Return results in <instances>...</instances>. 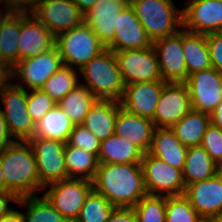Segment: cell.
Instances as JSON below:
<instances>
[{
  "mask_svg": "<svg viewBox=\"0 0 222 222\" xmlns=\"http://www.w3.org/2000/svg\"><path fill=\"white\" fill-rule=\"evenodd\" d=\"M188 147L183 146L171 128H155L149 153L178 170H183Z\"/></svg>",
  "mask_w": 222,
  "mask_h": 222,
  "instance_id": "24",
  "label": "cell"
},
{
  "mask_svg": "<svg viewBox=\"0 0 222 222\" xmlns=\"http://www.w3.org/2000/svg\"><path fill=\"white\" fill-rule=\"evenodd\" d=\"M64 154L68 178L94 180L99 166L98 157L95 154L70 146L68 143L65 144Z\"/></svg>",
  "mask_w": 222,
  "mask_h": 222,
  "instance_id": "31",
  "label": "cell"
},
{
  "mask_svg": "<svg viewBox=\"0 0 222 222\" xmlns=\"http://www.w3.org/2000/svg\"><path fill=\"white\" fill-rule=\"evenodd\" d=\"M80 72L87 82L83 85L98 99L121 100L125 85L112 50L106 48L87 62Z\"/></svg>",
  "mask_w": 222,
  "mask_h": 222,
  "instance_id": "3",
  "label": "cell"
},
{
  "mask_svg": "<svg viewBox=\"0 0 222 222\" xmlns=\"http://www.w3.org/2000/svg\"><path fill=\"white\" fill-rule=\"evenodd\" d=\"M190 110L192 105L186 84L167 82L161 91L152 121L155 128H171Z\"/></svg>",
  "mask_w": 222,
  "mask_h": 222,
  "instance_id": "15",
  "label": "cell"
},
{
  "mask_svg": "<svg viewBox=\"0 0 222 222\" xmlns=\"http://www.w3.org/2000/svg\"><path fill=\"white\" fill-rule=\"evenodd\" d=\"M18 199L12 192L0 191V218L12 210L8 208L9 200L18 203Z\"/></svg>",
  "mask_w": 222,
  "mask_h": 222,
  "instance_id": "45",
  "label": "cell"
},
{
  "mask_svg": "<svg viewBox=\"0 0 222 222\" xmlns=\"http://www.w3.org/2000/svg\"><path fill=\"white\" fill-rule=\"evenodd\" d=\"M210 123L222 129V101L210 115Z\"/></svg>",
  "mask_w": 222,
  "mask_h": 222,
  "instance_id": "46",
  "label": "cell"
},
{
  "mask_svg": "<svg viewBox=\"0 0 222 222\" xmlns=\"http://www.w3.org/2000/svg\"><path fill=\"white\" fill-rule=\"evenodd\" d=\"M68 144L84 149L87 152L95 154L97 157L101 146L100 140L82 124L74 126Z\"/></svg>",
  "mask_w": 222,
  "mask_h": 222,
  "instance_id": "39",
  "label": "cell"
},
{
  "mask_svg": "<svg viewBox=\"0 0 222 222\" xmlns=\"http://www.w3.org/2000/svg\"><path fill=\"white\" fill-rule=\"evenodd\" d=\"M0 191H5V183H4V176H3V169L1 165L0 159Z\"/></svg>",
  "mask_w": 222,
  "mask_h": 222,
  "instance_id": "49",
  "label": "cell"
},
{
  "mask_svg": "<svg viewBox=\"0 0 222 222\" xmlns=\"http://www.w3.org/2000/svg\"><path fill=\"white\" fill-rule=\"evenodd\" d=\"M212 67L222 73V32L206 34Z\"/></svg>",
  "mask_w": 222,
  "mask_h": 222,
  "instance_id": "41",
  "label": "cell"
},
{
  "mask_svg": "<svg viewBox=\"0 0 222 222\" xmlns=\"http://www.w3.org/2000/svg\"><path fill=\"white\" fill-rule=\"evenodd\" d=\"M115 207L94 189L87 195L75 222H107Z\"/></svg>",
  "mask_w": 222,
  "mask_h": 222,
  "instance_id": "35",
  "label": "cell"
},
{
  "mask_svg": "<svg viewBox=\"0 0 222 222\" xmlns=\"http://www.w3.org/2000/svg\"><path fill=\"white\" fill-rule=\"evenodd\" d=\"M209 124V114L192 109L171 130L183 146H198Z\"/></svg>",
  "mask_w": 222,
  "mask_h": 222,
  "instance_id": "30",
  "label": "cell"
},
{
  "mask_svg": "<svg viewBox=\"0 0 222 222\" xmlns=\"http://www.w3.org/2000/svg\"><path fill=\"white\" fill-rule=\"evenodd\" d=\"M152 46L157 55L162 80L184 83L188 75L183 52V30L152 42Z\"/></svg>",
  "mask_w": 222,
  "mask_h": 222,
  "instance_id": "13",
  "label": "cell"
},
{
  "mask_svg": "<svg viewBox=\"0 0 222 222\" xmlns=\"http://www.w3.org/2000/svg\"><path fill=\"white\" fill-rule=\"evenodd\" d=\"M5 192H12L18 198L35 196L36 190H43L39 184L36 158L28 141L5 147L0 152Z\"/></svg>",
  "mask_w": 222,
  "mask_h": 222,
  "instance_id": "2",
  "label": "cell"
},
{
  "mask_svg": "<svg viewBox=\"0 0 222 222\" xmlns=\"http://www.w3.org/2000/svg\"><path fill=\"white\" fill-rule=\"evenodd\" d=\"M183 27L187 31L210 34L222 32V1L189 0L182 10Z\"/></svg>",
  "mask_w": 222,
  "mask_h": 222,
  "instance_id": "17",
  "label": "cell"
},
{
  "mask_svg": "<svg viewBox=\"0 0 222 222\" xmlns=\"http://www.w3.org/2000/svg\"><path fill=\"white\" fill-rule=\"evenodd\" d=\"M129 3L152 42L173 35L183 26L182 10H177L172 0H129Z\"/></svg>",
  "mask_w": 222,
  "mask_h": 222,
  "instance_id": "4",
  "label": "cell"
},
{
  "mask_svg": "<svg viewBox=\"0 0 222 222\" xmlns=\"http://www.w3.org/2000/svg\"><path fill=\"white\" fill-rule=\"evenodd\" d=\"M150 46H152V41L138 20L134 8L128 3L117 16L115 40L107 49L115 52L129 49H142Z\"/></svg>",
  "mask_w": 222,
  "mask_h": 222,
  "instance_id": "21",
  "label": "cell"
},
{
  "mask_svg": "<svg viewBox=\"0 0 222 222\" xmlns=\"http://www.w3.org/2000/svg\"><path fill=\"white\" fill-rule=\"evenodd\" d=\"M80 9V11L85 14L88 10L91 9V7L93 5H95V3L98 0H72Z\"/></svg>",
  "mask_w": 222,
  "mask_h": 222,
  "instance_id": "48",
  "label": "cell"
},
{
  "mask_svg": "<svg viewBox=\"0 0 222 222\" xmlns=\"http://www.w3.org/2000/svg\"><path fill=\"white\" fill-rule=\"evenodd\" d=\"M124 85L138 82L163 81L153 46L115 51Z\"/></svg>",
  "mask_w": 222,
  "mask_h": 222,
  "instance_id": "8",
  "label": "cell"
},
{
  "mask_svg": "<svg viewBox=\"0 0 222 222\" xmlns=\"http://www.w3.org/2000/svg\"><path fill=\"white\" fill-rule=\"evenodd\" d=\"M141 166L148 195H163L161 192H166V196L184 194L186 186L181 170L174 168L149 152L144 153Z\"/></svg>",
  "mask_w": 222,
  "mask_h": 222,
  "instance_id": "9",
  "label": "cell"
},
{
  "mask_svg": "<svg viewBox=\"0 0 222 222\" xmlns=\"http://www.w3.org/2000/svg\"><path fill=\"white\" fill-rule=\"evenodd\" d=\"M183 52L187 75L212 67L205 34L183 29Z\"/></svg>",
  "mask_w": 222,
  "mask_h": 222,
  "instance_id": "28",
  "label": "cell"
},
{
  "mask_svg": "<svg viewBox=\"0 0 222 222\" xmlns=\"http://www.w3.org/2000/svg\"><path fill=\"white\" fill-rule=\"evenodd\" d=\"M5 110H0L7 122L12 137L29 141L35 133V123L27 110L28 92L21 83L9 84L0 91Z\"/></svg>",
  "mask_w": 222,
  "mask_h": 222,
  "instance_id": "6",
  "label": "cell"
},
{
  "mask_svg": "<svg viewBox=\"0 0 222 222\" xmlns=\"http://www.w3.org/2000/svg\"><path fill=\"white\" fill-rule=\"evenodd\" d=\"M107 222H138L134 208H119L115 209L110 214Z\"/></svg>",
  "mask_w": 222,
  "mask_h": 222,
  "instance_id": "42",
  "label": "cell"
},
{
  "mask_svg": "<svg viewBox=\"0 0 222 222\" xmlns=\"http://www.w3.org/2000/svg\"><path fill=\"white\" fill-rule=\"evenodd\" d=\"M28 142L35 154L39 184L43 189L48 184L68 179L65 143L38 137H32Z\"/></svg>",
  "mask_w": 222,
  "mask_h": 222,
  "instance_id": "10",
  "label": "cell"
},
{
  "mask_svg": "<svg viewBox=\"0 0 222 222\" xmlns=\"http://www.w3.org/2000/svg\"><path fill=\"white\" fill-rule=\"evenodd\" d=\"M218 173V165L201 146L188 147L182 170L185 186L212 178Z\"/></svg>",
  "mask_w": 222,
  "mask_h": 222,
  "instance_id": "25",
  "label": "cell"
},
{
  "mask_svg": "<svg viewBox=\"0 0 222 222\" xmlns=\"http://www.w3.org/2000/svg\"><path fill=\"white\" fill-rule=\"evenodd\" d=\"M21 11L18 62L39 55L55 46L56 37L30 12Z\"/></svg>",
  "mask_w": 222,
  "mask_h": 222,
  "instance_id": "19",
  "label": "cell"
},
{
  "mask_svg": "<svg viewBox=\"0 0 222 222\" xmlns=\"http://www.w3.org/2000/svg\"><path fill=\"white\" fill-rule=\"evenodd\" d=\"M21 11H12L0 27V61L10 70L18 63Z\"/></svg>",
  "mask_w": 222,
  "mask_h": 222,
  "instance_id": "29",
  "label": "cell"
},
{
  "mask_svg": "<svg viewBox=\"0 0 222 222\" xmlns=\"http://www.w3.org/2000/svg\"><path fill=\"white\" fill-rule=\"evenodd\" d=\"M55 37L84 22L72 0H39L30 11Z\"/></svg>",
  "mask_w": 222,
  "mask_h": 222,
  "instance_id": "11",
  "label": "cell"
},
{
  "mask_svg": "<svg viewBox=\"0 0 222 222\" xmlns=\"http://www.w3.org/2000/svg\"><path fill=\"white\" fill-rule=\"evenodd\" d=\"M143 156L144 152L135 144L113 134L101 141L98 161L99 164L141 163Z\"/></svg>",
  "mask_w": 222,
  "mask_h": 222,
  "instance_id": "26",
  "label": "cell"
},
{
  "mask_svg": "<svg viewBox=\"0 0 222 222\" xmlns=\"http://www.w3.org/2000/svg\"><path fill=\"white\" fill-rule=\"evenodd\" d=\"M214 222H222V212H221L220 216Z\"/></svg>",
  "mask_w": 222,
  "mask_h": 222,
  "instance_id": "52",
  "label": "cell"
},
{
  "mask_svg": "<svg viewBox=\"0 0 222 222\" xmlns=\"http://www.w3.org/2000/svg\"><path fill=\"white\" fill-rule=\"evenodd\" d=\"M166 222H205L182 195L166 196Z\"/></svg>",
  "mask_w": 222,
  "mask_h": 222,
  "instance_id": "37",
  "label": "cell"
},
{
  "mask_svg": "<svg viewBox=\"0 0 222 222\" xmlns=\"http://www.w3.org/2000/svg\"><path fill=\"white\" fill-rule=\"evenodd\" d=\"M43 195L44 198L69 222H75L84 201L93 189L92 181L80 178H68L53 182Z\"/></svg>",
  "mask_w": 222,
  "mask_h": 222,
  "instance_id": "7",
  "label": "cell"
},
{
  "mask_svg": "<svg viewBox=\"0 0 222 222\" xmlns=\"http://www.w3.org/2000/svg\"><path fill=\"white\" fill-rule=\"evenodd\" d=\"M97 100L98 98L85 85L79 84L63 97L57 105L66 113L74 125H80Z\"/></svg>",
  "mask_w": 222,
  "mask_h": 222,
  "instance_id": "32",
  "label": "cell"
},
{
  "mask_svg": "<svg viewBox=\"0 0 222 222\" xmlns=\"http://www.w3.org/2000/svg\"><path fill=\"white\" fill-rule=\"evenodd\" d=\"M74 126L66 113L56 105L35 124L33 137L57 140L66 144Z\"/></svg>",
  "mask_w": 222,
  "mask_h": 222,
  "instance_id": "27",
  "label": "cell"
},
{
  "mask_svg": "<svg viewBox=\"0 0 222 222\" xmlns=\"http://www.w3.org/2000/svg\"><path fill=\"white\" fill-rule=\"evenodd\" d=\"M218 165L222 161V129L210 123L200 144Z\"/></svg>",
  "mask_w": 222,
  "mask_h": 222,
  "instance_id": "40",
  "label": "cell"
},
{
  "mask_svg": "<svg viewBox=\"0 0 222 222\" xmlns=\"http://www.w3.org/2000/svg\"><path fill=\"white\" fill-rule=\"evenodd\" d=\"M62 66V57L55 45L39 55L19 61L10 71V82L17 75L20 80H24L28 89H41L45 82Z\"/></svg>",
  "mask_w": 222,
  "mask_h": 222,
  "instance_id": "14",
  "label": "cell"
},
{
  "mask_svg": "<svg viewBox=\"0 0 222 222\" xmlns=\"http://www.w3.org/2000/svg\"><path fill=\"white\" fill-rule=\"evenodd\" d=\"M55 45L62 57L63 65H77L79 70L106 49L85 22L59 34Z\"/></svg>",
  "mask_w": 222,
  "mask_h": 222,
  "instance_id": "5",
  "label": "cell"
},
{
  "mask_svg": "<svg viewBox=\"0 0 222 222\" xmlns=\"http://www.w3.org/2000/svg\"><path fill=\"white\" fill-rule=\"evenodd\" d=\"M138 222H166V195H146L134 207Z\"/></svg>",
  "mask_w": 222,
  "mask_h": 222,
  "instance_id": "36",
  "label": "cell"
},
{
  "mask_svg": "<svg viewBox=\"0 0 222 222\" xmlns=\"http://www.w3.org/2000/svg\"><path fill=\"white\" fill-rule=\"evenodd\" d=\"M56 105L57 103L42 89H33L28 93L27 110L35 124Z\"/></svg>",
  "mask_w": 222,
  "mask_h": 222,
  "instance_id": "38",
  "label": "cell"
},
{
  "mask_svg": "<svg viewBox=\"0 0 222 222\" xmlns=\"http://www.w3.org/2000/svg\"><path fill=\"white\" fill-rule=\"evenodd\" d=\"M92 183L114 207L133 208L147 195L141 163L99 164Z\"/></svg>",
  "mask_w": 222,
  "mask_h": 222,
  "instance_id": "1",
  "label": "cell"
},
{
  "mask_svg": "<svg viewBox=\"0 0 222 222\" xmlns=\"http://www.w3.org/2000/svg\"><path fill=\"white\" fill-rule=\"evenodd\" d=\"M36 2L37 0H4L5 7L11 11H31Z\"/></svg>",
  "mask_w": 222,
  "mask_h": 222,
  "instance_id": "43",
  "label": "cell"
},
{
  "mask_svg": "<svg viewBox=\"0 0 222 222\" xmlns=\"http://www.w3.org/2000/svg\"><path fill=\"white\" fill-rule=\"evenodd\" d=\"M184 195L205 222H214L222 212V174L187 185Z\"/></svg>",
  "mask_w": 222,
  "mask_h": 222,
  "instance_id": "16",
  "label": "cell"
},
{
  "mask_svg": "<svg viewBox=\"0 0 222 222\" xmlns=\"http://www.w3.org/2000/svg\"><path fill=\"white\" fill-rule=\"evenodd\" d=\"M17 204L27 205V213L22 214L23 222H69L44 196L20 197Z\"/></svg>",
  "mask_w": 222,
  "mask_h": 222,
  "instance_id": "33",
  "label": "cell"
},
{
  "mask_svg": "<svg viewBox=\"0 0 222 222\" xmlns=\"http://www.w3.org/2000/svg\"><path fill=\"white\" fill-rule=\"evenodd\" d=\"M129 0H98L84 14V22L107 48L115 40L117 16Z\"/></svg>",
  "mask_w": 222,
  "mask_h": 222,
  "instance_id": "20",
  "label": "cell"
},
{
  "mask_svg": "<svg viewBox=\"0 0 222 222\" xmlns=\"http://www.w3.org/2000/svg\"><path fill=\"white\" fill-rule=\"evenodd\" d=\"M5 9H6L5 15H3V13L0 11V27L2 25L3 20L12 12L10 9L7 8Z\"/></svg>",
  "mask_w": 222,
  "mask_h": 222,
  "instance_id": "50",
  "label": "cell"
},
{
  "mask_svg": "<svg viewBox=\"0 0 222 222\" xmlns=\"http://www.w3.org/2000/svg\"><path fill=\"white\" fill-rule=\"evenodd\" d=\"M77 74L74 68L63 65L45 82L41 89L58 103L79 85Z\"/></svg>",
  "mask_w": 222,
  "mask_h": 222,
  "instance_id": "34",
  "label": "cell"
},
{
  "mask_svg": "<svg viewBox=\"0 0 222 222\" xmlns=\"http://www.w3.org/2000/svg\"><path fill=\"white\" fill-rule=\"evenodd\" d=\"M11 138L12 135L9 132L7 122L0 110V152L8 145L15 142V140H11Z\"/></svg>",
  "mask_w": 222,
  "mask_h": 222,
  "instance_id": "44",
  "label": "cell"
},
{
  "mask_svg": "<svg viewBox=\"0 0 222 222\" xmlns=\"http://www.w3.org/2000/svg\"><path fill=\"white\" fill-rule=\"evenodd\" d=\"M120 101L98 99L90 108L82 123L100 142L114 134Z\"/></svg>",
  "mask_w": 222,
  "mask_h": 222,
  "instance_id": "23",
  "label": "cell"
},
{
  "mask_svg": "<svg viewBox=\"0 0 222 222\" xmlns=\"http://www.w3.org/2000/svg\"><path fill=\"white\" fill-rule=\"evenodd\" d=\"M154 129L151 119L140 117L122 107L118 110L114 134L135 144L144 153L150 151Z\"/></svg>",
  "mask_w": 222,
  "mask_h": 222,
  "instance_id": "22",
  "label": "cell"
},
{
  "mask_svg": "<svg viewBox=\"0 0 222 222\" xmlns=\"http://www.w3.org/2000/svg\"><path fill=\"white\" fill-rule=\"evenodd\" d=\"M165 81L138 82L125 85L121 107L140 117L153 119Z\"/></svg>",
  "mask_w": 222,
  "mask_h": 222,
  "instance_id": "18",
  "label": "cell"
},
{
  "mask_svg": "<svg viewBox=\"0 0 222 222\" xmlns=\"http://www.w3.org/2000/svg\"><path fill=\"white\" fill-rule=\"evenodd\" d=\"M0 222H23V215L16 210H11L8 214L0 218Z\"/></svg>",
  "mask_w": 222,
  "mask_h": 222,
  "instance_id": "47",
  "label": "cell"
},
{
  "mask_svg": "<svg viewBox=\"0 0 222 222\" xmlns=\"http://www.w3.org/2000/svg\"><path fill=\"white\" fill-rule=\"evenodd\" d=\"M184 83L193 110L211 115L222 101V73L213 67L190 74Z\"/></svg>",
  "mask_w": 222,
  "mask_h": 222,
  "instance_id": "12",
  "label": "cell"
},
{
  "mask_svg": "<svg viewBox=\"0 0 222 222\" xmlns=\"http://www.w3.org/2000/svg\"><path fill=\"white\" fill-rule=\"evenodd\" d=\"M218 173L222 174V161L218 164Z\"/></svg>",
  "mask_w": 222,
  "mask_h": 222,
  "instance_id": "51",
  "label": "cell"
}]
</instances>
